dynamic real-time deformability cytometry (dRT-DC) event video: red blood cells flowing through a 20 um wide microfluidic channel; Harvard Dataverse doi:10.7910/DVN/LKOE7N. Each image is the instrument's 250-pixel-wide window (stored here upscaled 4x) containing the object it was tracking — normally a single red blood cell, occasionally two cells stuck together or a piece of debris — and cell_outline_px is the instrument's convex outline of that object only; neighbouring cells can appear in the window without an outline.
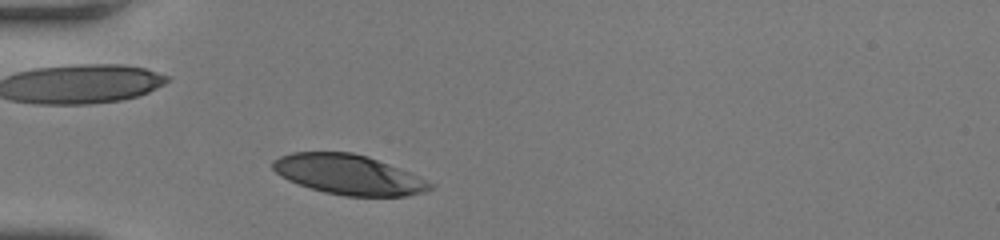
{"species": "human", "species_latin": "Homo sapiens", "temperature_condition": "room temperature", "stored_images_in_passage": 33, "camera_frame_rate_fps": 3000, "um_per_image_px": 0.085, "donor": {"sex": "female"}, "frame": {"image": 1, "passage_image": 4, "time_ms": 1.0, "image_size_px": [1000, 240], "cell_outline_px": [[436, 188], [424, 192], [408, 196], [344, 196], [324, 192], [288, 180], [280, 176], [272, 168], [272, 160], [280, 156], [292, 152], [352, 152], [368, 156], [408, 172], [436, 184]], "centroid_in_image_um": [29.64, 14.84], "position_along_channel_um": 55.4, "area_um2": 36.59}}
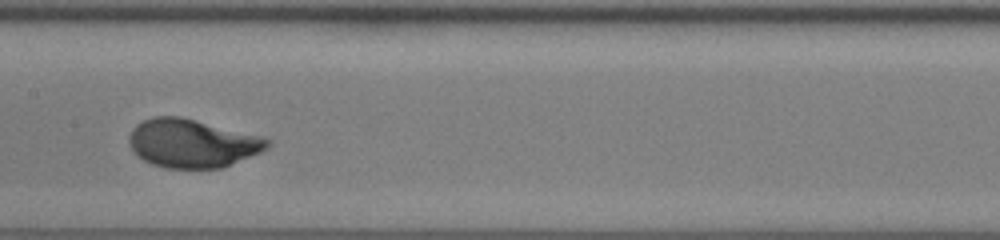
{"frame": {"image": 2, "passage_image": 16, "time_ms": 5.0, "image_size_px": [1000, 240], "cell_outline_px": [[272, 144], [268, 148], [260, 152], [224, 168], [164, 168], [152, 164], [136, 156], [132, 152], [128, 144], [128, 136], [132, 128], [136, 124], [152, 116], [180, 116], [260, 136], [272, 140]], "centroid_in_image_um": [16.3, 12.19], "position_along_channel_um": 191.1, "area_um2": 39.36}}
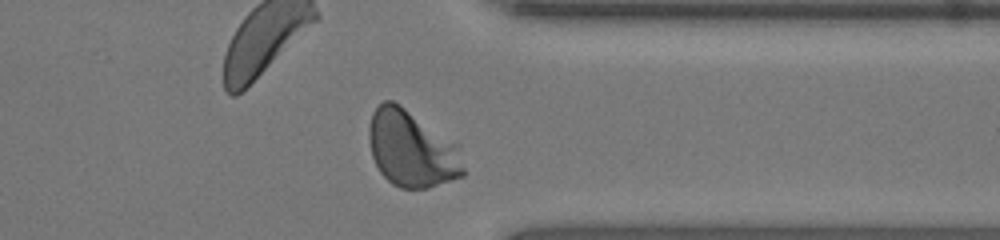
{"frame": {"image": 3, "passage_image": 31, "time_ms": 10.0, "image_size_px": [1000, 240], "cell_outline_px": [[464, 176], [428, 188], [400, 188], [392, 184], [380, 172], [372, 156], [368, 140], [368, 128], [372, 112], [384, 100], [392, 100], [400, 104], [460, 144], [464, 168]], "centroid_in_image_um": [35.01, 12.64], "position_along_channel_um": 376.4, "area_um2": 42.71}, "authors_computed_cell_mechanics": {"area_um2": 38.726, "velocity_mm_per_s": 3.7361, "shape_relaxation_time_tau1_ms": 2.5632, "shape_relaxation_time_tau2_ms": null, "deformation_change_tau1": 0.1719, "deformation_change_tau2": null}}